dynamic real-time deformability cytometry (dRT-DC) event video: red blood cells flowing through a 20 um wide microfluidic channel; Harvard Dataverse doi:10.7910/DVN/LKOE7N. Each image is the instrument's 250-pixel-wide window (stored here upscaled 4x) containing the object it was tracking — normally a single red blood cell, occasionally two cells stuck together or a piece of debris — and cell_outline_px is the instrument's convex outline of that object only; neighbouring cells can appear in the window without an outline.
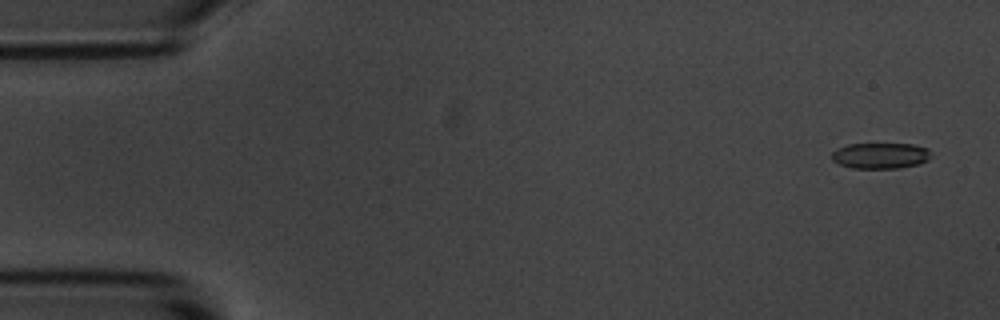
{"species": "common noctule bat (a hibernating species)", "species_latin": "Nyctalus noctula", "temperature_condition": "room temperature", "stored_images_in_passage": 6, "camera_frame_rate_fps": 3000, "um_per_image_px": 0.085, "animal": {"sex": "male", "body_mass_g": 20.1, "forearm_length_mm": 53.5}, "frame": {"image": 1, "passage_image": 1, "time_ms": 0.0, "image_size_px": [1000, 320], "cell_outline_px": [[928, 160], [920, 164], [900, 168], [852, 168], [840, 164], [832, 160], [832, 152], [836, 148], [848, 144], [912, 144], [928, 148]], "centroid_in_image_um": [74.81, 13.23], "position_along_channel_um": 10.2, "area_um2": 14.91}}